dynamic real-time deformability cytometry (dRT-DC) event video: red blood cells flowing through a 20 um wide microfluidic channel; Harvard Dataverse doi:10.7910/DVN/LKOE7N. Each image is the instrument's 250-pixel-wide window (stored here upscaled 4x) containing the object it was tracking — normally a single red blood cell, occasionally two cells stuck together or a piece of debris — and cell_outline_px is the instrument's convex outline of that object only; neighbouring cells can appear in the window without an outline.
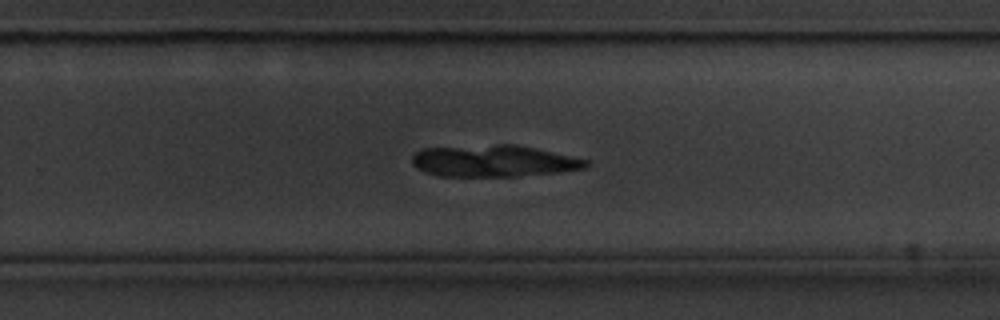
{"species": "common noctule bat (a hibernating species)", "species_latin": "Nyctalus noctula", "temperature_condition": "cold", "stored_images_in_passage": 42, "camera_frame_rate_fps": 3000, "um_per_image_px": 0.085, "animal": {"sex": "male", "body_mass_g": 20.1, "forearm_length_mm": 53.5}, "frame": {"image": 1, "passage_image": 21, "time_ms": 6.667, "image_size_px": [1000, 320], "cell_outline_px": [[588, 164], [584, 168], [556, 172], [516, 176], [440, 176], [424, 172], [416, 168], [412, 164], [412, 156], [420, 148], [496, 144], [516, 144], [588, 160]], "centroid_in_image_um": [41.88, 13.67], "position_along_channel_um": 287.9, "area_um2": 32.02}}